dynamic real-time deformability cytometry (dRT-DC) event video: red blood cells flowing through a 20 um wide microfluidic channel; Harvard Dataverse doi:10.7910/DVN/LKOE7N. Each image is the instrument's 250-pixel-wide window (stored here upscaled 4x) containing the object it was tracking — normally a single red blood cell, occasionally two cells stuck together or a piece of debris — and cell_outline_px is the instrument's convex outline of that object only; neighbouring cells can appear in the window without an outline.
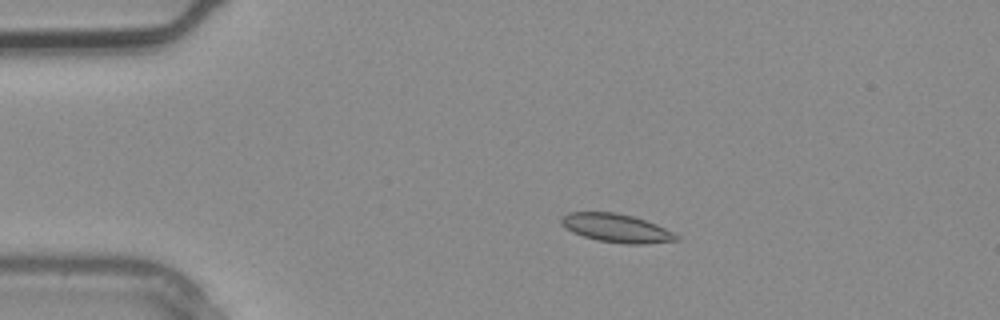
{"species": "common noctule bat (a hibernating species)", "species_latin": "Nyctalus noctula", "temperature_condition": "warm", "stored_images_in_passage": 3, "camera_frame_rate_fps": 3000, "um_per_image_px": 0.085, "animal": {"sex": "male", "body_mass_g": 20.4}, "frame": {"image": 1, "passage_image": 2, "time_ms": 0.333, "image_size_px": [1000, 320], "cell_outline_px": [[680, 240], [644, 244], [624, 244], [596, 240], [572, 232], [560, 224], [560, 220], [568, 212], [612, 212], [632, 216], [656, 224], [680, 236]], "centroid_in_image_um": [52.39, 19.4], "position_along_channel_um": 32.6, "area_um2": 19.02}}